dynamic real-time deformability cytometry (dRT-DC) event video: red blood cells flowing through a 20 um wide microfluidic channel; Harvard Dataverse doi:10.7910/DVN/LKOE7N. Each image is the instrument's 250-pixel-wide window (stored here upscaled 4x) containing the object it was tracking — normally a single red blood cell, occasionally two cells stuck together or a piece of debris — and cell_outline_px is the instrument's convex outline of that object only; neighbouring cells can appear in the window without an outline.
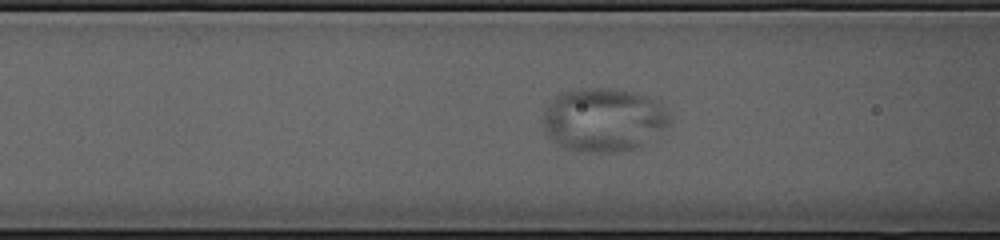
{"species": "common noctule bat (a hibernating species)", "species_latin": "Nyctalus noctula", "temperature_condition": "cold", "stored_images_in_passage": 41, "camera_frame_rate_fps": 3000, "um_per_image_px": 0.085, "animal": {"sex": "female", "body_mass_g": 23.0, "forearm_length_mm": 53.4}, "frame": {"image": 1, "passage_image": 6, "time_ms": 1.667, "image_size_px": [1000, 240], "cell_outline_px": [[672, 124], [640, 148], [612, 152], [576, 152], [560, 148], [544, 132], [544, 112], [548, 104], [556, 96], [564, 92], [576, 88], [608, 88], [632, 92], [648, 96], [656, 100], [672, 116]], "centroid_in_image_um": [51.33, 10.21], "position_along_channel_um": 115.3, "area_um2": 47.74}}
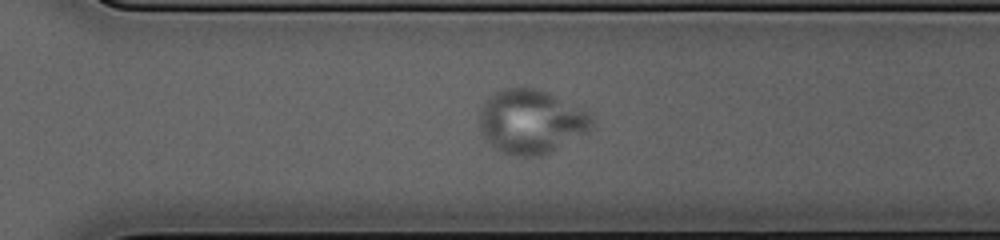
{"frame": {"image": 2, "passage_image": 23, "time_ms": 7.333, "image_size_px": [1000, 240], "cell_outline_px": [[592, 124], [588, 128], [548, 152], [540, 156], [520, 156], [504, 152], [496, 148], [484, 140], [480, 132], [476, 120], [480, 108], [484, 100], [488, 96], [504, 88], [540, 88], [588, 112], [592, 116]], "centroid_in_image_um": [45.0, 10.3], "position_along_channel_um": 325.6, "area_um2": 41.44}}
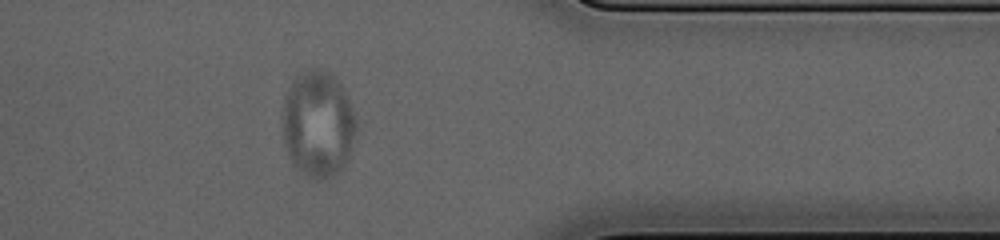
{"frame": {"image": 3, "passage_image": 29, "time_ms": 9.333, "image_size_px": [1000, 240], "cell_outline_px": [[356, 132], [352, 148], [348, 160], [332, 176], [324, 180], [308, 180], [292, 164], [288, 156], [284, 144], [284, 96], [292, 80], [296, 76], [308, 68], [320, 68], [328, 72], [340, 84], [352, 108], [356, 120]], "centroid_in_image_um": [27.02, 10.58], "position_along_channel_um": 384.4, "area_um2": 45.95}}